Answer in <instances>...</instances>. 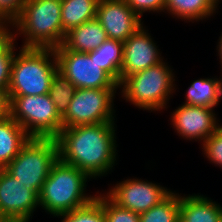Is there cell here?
<instances>
[{
	"label": "cell",
	"mask_w": 222,
	"mask_h": 222,
	"mask_svg": "<svg viewBox=\"0 0 222 222\" xmlns=\"http://www.w3.org/2000/svg\"><path fill=\"white\" fill-rule=\"evenodd\" d=\"M77 87L58 70L51 79L49 95L55 104L57 111L63 116L68 110L72 97L75 95Z\"/></svg>",
	"instance_id": "cb8c5ba5"
},
{
	"label": "cell",
	"mask_w": 222,
	"mask_h": 222,
	"mask_svg": "<svg viewBox=\"0 0 222 222\" xmlns=\"http://www.w3.org/2000/svg\"><path fill=\"white\" fill-rule=\"evenodd\" d=\"M39 193L27 189L0 168V218L4 222H29L39 207Z\"/></svg>",
	"instance_id": "30bf717a"
},
{
	"label": "cell",
	"mask_w": 222,
	"mask_h": 222,
	"mask_svg": "<svg viewBox=\"0 0 222 222\" xmlns=\"http://www.w3.org/2000/svg\"><path fill=\"white\" fill-rule=\"evenodd\" d=\"M7 113V101L5 95L0 91V118Z\"/></svg>",
	"instance_id": "f546056e"
},
{
	"label": "cell",
	"mask_w": 222,
	"mask_h": 222,
	"mask_svg": "<svg viewBox=\"0 0 222 222\" xmlns=\"http://www.w3.org/2000/svg\"><path fill=\"white\" fill-rule=\"evenodd\" d=\"M219 42H218V47H217V49H218V54H219V58H220V64H222V34H221V36L219 37ZM222 66V65H221ZM222 68V67H221Z\"/></svg>",
	"instance_id": "4dcf8cb0"
},
{
	"label": "cell",
	"mask_w": 222,
	"mask_h": 222,
	"mask_svg": "<svg viewBox=\"0 0 222 222\" xmlns=\"http://www.w3.org/2000/svg\"><path fill=\"white\" fill-rule=\"evenodd\" d=\"M179 222H222V207L203 195H180Z\"/></svg>",
	"instance_id": "9a60e30c"
},
{
	"label": "cell",
	"mask_w": 222,
	"mask_h": 222,
	"mask_svg": "<svg viewBox=\"0 0 222 222\" xmlns=\"http://www.w3.org/2000/svg\"><path fill=\"white\" fill-rule=\"evenodd\" d=\"M25 3L26 0H0V26L10 27L21 14Z\"/></svg>",
	"instance_id": "83f0119b"
},
{
	"label": "cell",
	"mask_w": 222,
	"mask_h": 222,
	"mask_svg": "<svg viewBox=\"0 0 222 222\" xmlns=\"http://www.w3.org/2000/svg\"><path fill=\"white\" fill-rule=\"evenodd\" d=\"M30 138L7 113L0 118V168H5Z\"/></svg>",
	"instance_id": "e0dca14e"
},
{
	"label": "cell",
	"mask_w": 222,
	"mask_h": 222,
	"mask_svg": "<svg viewBox=\"0 0 222 222\" xmlns=\"http://www.w3.org/2000/svg\"><path fill=\"white\" fill-rule=\"evenodd\" d=\"M131 9L140 17L145 12H164L166 0H125Z\"/></svg>",
	"instance_id": "f1b7e54d"
},
{
	"label": "cell",
	"mask_w": 222,
	"mask_h": 222,
	"mask_svg": "<svg viewBox=\"0 0 222 222\" xmlns=\"http://www.w3.org/2000/svg\"><path fill=\"white\" fill-rule=\"evenodd\" d=\"M184 104L216 107L222 98V78H201L191 83Z\"/></svg>",
	"instance_id": "ffe728a7"
},
{
	"label": "cell",
	"mask_w": 222,
	"mask_h": 222,
	"mask_svg": "<svg viewBox=\"0 0 222 222\" xmlns=\"http://www.w3.org/2000/svg\"><path fill=\"white\" fill-rule=\"evenodd\" d=\"M153 38L140 26L127 40L124 41L121 82L137 72L143 71L163 61L160 50L157 49Z\"/></svg>",
	"instance_id": "5bb4252c"
},
{
	"label": "cell",
	"mask_w": 222,
	"mask_h": 222,
	"mask_svg": "<svg viewBox=\"0 0 222 222\" xmlns=\"http://www.w3.org/2000/svg\"><path fill=\"white\" fill-rule=\"evenodd\" d=\"M7 114L30 137L55 138L63 128L62 116L49 94L39 96H5Z\"/></svg>",
	"instance_id": "8992f818"
},
{
	"label": "cell",
	"mask_w": 222,
	"mask_h": 222,
	"mask_svg": "<svg viewBox=\"0 0 222 222\" xmlns=\"http://www.w3.org/2000/svg\"><path fill=\"white\" fill-rule=\"evenodd\" d=\"M96 19L106 31L108 39L122 42L143 25L141 17L125 0H100Z\"/></svg>",
	"instance_id": "7c38bea8"
},
{
	"label": "cell",
	"mask_w": 222,
	"mask_h": 222,
	"mask_svg": "<svg viewBox=\"0 0 222 222\" xmlns=\"http://www.w3.org/2000/svg\"><path fill=\"white\" fill-rule=\"evenodd\" d=\"M88 179L86 173L58 159L39 192V205L53 217L87 205L96 197L85 193Z\"/></svg>",
	"instance_id": "7a4b0ae2"
},
{
	"label": "cell",
	"mask_w": 222,
	"mask_h": 222,
	"mask_svg": "<svg viewBox=\"0 0 222 222\" xmlns=\"http://www.w3.org/2000/svg\"><path fill=\"white\" fill-rule=\"evenodd\" d=\"M57 70L54 49L21 47L14 56L6 96L49 94L51 79Z\"/></svg>",
	"instance_id": "277c9868"
},
{
	"label": "cell",
	"mask_w": 222,
	"mask_h": 222,
	"mask_svg": "<svg viewBox=\"0 0 222 222\" xmlns=\"http://www.w3.org/2000/svg\"><path fill=\"white\" fill-rule=\"evenodd\" d=\"M212 107L181 104L171 114V122L179 136L203 142L220 127Z\"/></svg>",
	"instance_id": "4fadbf2b"
},
{
	"label": "cell",
	"mask_w": 222,
	"mask_h": 222,
	"mask_svg": "<svg viewBox=\"0 0 222 222\" xmlns=\"http://www.w3.org/2000/svg\"><path fill=\"white\" fill-rule=\"evenodd\" d=\"M62 222H106L103 210V195L96 197L87 205L72 210L71 212L58 215Z\"/></svg>",
	"instance_id": "d4e9b609"
},
{
	"label": "cell",
	"mask_w": 222,
	"mask_h": 222,
	"mask_svg": "<svg viewBox=\"0 0 222 222\" xmlns=\"http://www.w3.org/2000/svg\"><path fill=\"white\" fill-rule=\"evenodd\" d=\"M124 42L107 39L100 47L88 52L99 68L104 70L118 85L121 83Z\"/></svg>",
	"instance_id": "ac0fdd59"
},
{
	"label": "cell",
	"mask_w": 222,
	"mask_h": 222,
	"mask_svg": "<svg viewBox=\"0 0 222 222\" xmlns=\"http://www.w3.org/2000/svg\"><path fill=\"white\" fill-rule=\"evenodd\" d=\"M15 35L7 26H0V91L6 96L10 84L15 53Z\"/></svg>",
	"instance_id": "7402d4cb"
},
{
	"label": "cell",
	"mask_w": 222,
	"mask_h": 222,
	"mask_svg": "<svg viewBox=\"0 0 222 222\" xmlns=\"http://www.w3.org/2000/svg\"><path fill=\"white\" fill-rule=\"evenodd\" d=\"M100 0H61V21L65 33L96 18Z\"/></svg>",
	"instance_id": "d6986e66"
},
{
	"label": "cell",
	"mask_w": 222,
	"mask_h": 222,
	"mask_svg": "<svg viewBox=\"0 0 222 222\" xmlns=\"http://www.w3.org/2000/svg\"><path fill=\"white\" fill-rule=\"evenodd\" d=\"M180 195L172 192L165 200L139 214V222H179Z\"/></svg>",
	"instance_id": "603a6c76"
},
{
	"label": "cell",
	"mask_w": 222,
	"mask_h": 222,
	"mask_svg": "<svg viewBox=\"0 0 222 222\" xmlns=\"http://www.w3.org/2000/svg\"><path fill=\"white\" fill-rule=\"evenodd\" d=\"M109 190L106 194L116 204L137 214L148 211L172 193L166 187L137 178L121 181Z\"/></svg>",
	"instance_id": "8fae6325"
},
{
	"label": "cell",
	"mask_w": 222,
	"mask_h": 222,
	"mask_svg": "<svg viewBox=\"0 0 222 222\" xmlns=\"http://www.w3.org/2000/svg\"><path fill=\"white\" fill-rule=\"evenodd\" d=\"M11 25L16 28L13 35L23 34L24 48L55 49L63 44L66 36L61 21V0H26L21 14Z\"/></svg>",
	"instance_id": "3957f363"
},
{
	"label": "cell",
	"mask_w": 222,
	"mask_h": 222,
	"mask_svg": "<svg viewBox=\"0 0 222 222\" xmlns=\"http://www.w3.org/2000/svg\"><path fill=\"white\" fill-rule=\"evenodd\" d=\"M58 160L55 138L31 137L4 168L31 191H41L52 165Z\"/></svg>",
	"instance_id": "52a82bcc"
},
{
	"label": "cell",
	"mask_w": 222,
	"mask_h": 222,
	"mask_svg": "<svg viewBox=\"0 0 222 222\" xmlns=\"http://www.w3.org/2000/svg\"><path fill=\"white\" fill-rule=\"evenodd\" d=\"M164 61L143 71L127 76L119 85L122 96L143 110L160 111L166 108L175 92L174 74Z\"/></svg>",
	"instance_id": "5b68a950"
},
{
	"label": "cell",
	"mask_w": 222,
	"mask_h": 222,
	"mask_svg": "<svg viewBox=\"0 0 222 222\" xmlns=\"http://www.w3.org/2000/svg\"><path fill=\"white\" fill-rule=\"evenodd\" d=\"M55 50L58 71L67 77L77 89H118V84L88 53L69 51L63 45Z\"/></svg>",
	"instance_id": "9c48e42d"
},
{
	"label": "cell",
	"mask_w": 222,
	"mask_h": 222,
	"mask_svg": "<svg viewBox=\"0 0 222 222\" xmlns=\"http://www.w3.org/2000/svg\"><path fill=\"white\" fill-rule=\"evenodd\" d=\"M216 8L217 3L214 0H166L164 10L186 22H193L211 17Z\"/></svg>",
	"instance_id": "44dd1931"
},
{
	"label": "cell",
	"mask_w": 222,
	"mask_h": 222,
	"mask_svg": "<svg viewBox=\"0 0 222 222\" xmlns=\"http://www.w3.org/2000/svg\"><path fill=\"white\" fill-rule=\"evenodd\" d=\"M103 210L106 222H139V214L120 207L107 194H103Z\"/></svg>",
	"instance_id": "484cf974"
},
{
	"label": "cell",
	"mask_w": 222,
	"mask_h": 222,
	"mask_svg": "<svg viewBox=\"0 0 222 222\" xmlns=\"http://www.w3.org/2000/svg\"><path fill=\"white\" fill-rule=\"evenodd\" d=\"M118 89H77L62 116L63 128L114 122L115 93Z\"/></svg>",
	"instance_id": "ba28073f"
},
{
	"label": "cell",
	"mask_w": 222,
	"mask_h": 222,
	"mask_svg": "<svg viewBox=\"0 0 222 222\" xmlns=\"http://www.w3.org/2000/svg\"><path fill=\"white\" fill-rule=\"evenodd\" d=\"M107 39L106 31L95 18L67 32L62 45L69 51L88 53L100 47Z\"/></svg>",
	"instance_id": "2e32d148"
},
{
	"label": "cell",
	"mask_w": 222,
	"mask_h": 222,
	"mask_svg": "<svg viewBox=\"0 0 222 222\" xmlns=\"http://www.w3.org/2000/svg\"><path fill=\"white\" fill-rule=\"evenodd\" d=\"M114 125L107 122L62 128L55 137L58 159L93 179L107 175L118 154Z\"/></svg>",
	"instance_id": "6da1fadb"
},
{
	"label": "cell",
	"mask_w": 222,
	"mask_h": 222,
	"mask_svg": "<svg viewBox=\"0 0 222 222\" xmlns=\"http://www.w3.org/2000/svg\"><path fill=\"white\" fill-rule=\"evenodd\" d=\"M202 146L206 158L222 167V125L202 143Z\"/></svg>",
	"instance_id": "4316f807"
}]
</instances>
